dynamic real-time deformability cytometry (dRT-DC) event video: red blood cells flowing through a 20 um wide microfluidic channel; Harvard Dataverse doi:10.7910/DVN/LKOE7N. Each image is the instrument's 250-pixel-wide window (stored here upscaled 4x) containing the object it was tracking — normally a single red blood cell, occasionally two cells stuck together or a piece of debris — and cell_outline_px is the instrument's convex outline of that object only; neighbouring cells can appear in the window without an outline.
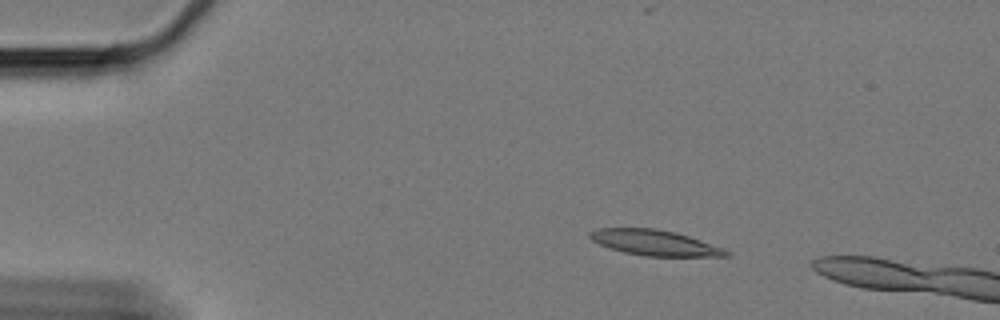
{"species": "Egyptian fruit bat (a non-hibernating species)", "species_latin": "Rousettus aegyptiacus", "temperature_condition": "cold", "stored_images_in_passage": 5, "camera_frame_rate_fps": 3000, "um_per_image_px": 0.085, "animal": {"sex": "female"}, "frame": {"image": 1, "passage_image": 1, "time_ms": 0.0, "image_size_px": [1000, 320], "cell_outline_px": [[732, 256], [644, 256], [624, 252], [600, 244], [592, 240], [588, 236], [588, 232], [600, 228], [656, 228], [676, 232], [724, 248], [732, 252]], "centroid_in_image_um": [55.68, 20.63], "position_along_channel_um": 29.3, "area_um2": 20.23}}